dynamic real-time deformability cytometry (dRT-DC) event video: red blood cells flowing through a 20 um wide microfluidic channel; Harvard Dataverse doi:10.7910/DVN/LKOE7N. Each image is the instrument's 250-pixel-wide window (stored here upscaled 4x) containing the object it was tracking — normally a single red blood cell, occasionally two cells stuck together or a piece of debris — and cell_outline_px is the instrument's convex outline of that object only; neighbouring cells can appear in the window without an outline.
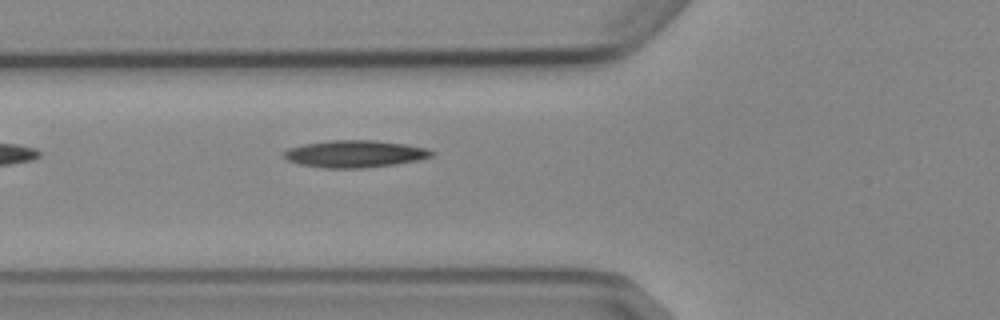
{"species": "Egyptian fruit bat (a non-hibernating species)", "species_latin": "Rousettus aegyptiacus", "temperature_condition": "cold", "stored_images_in_passage": 6, "camera_frame_rate_fps": 3000, "um_per_image_px": 0.085, "animal": {"sex": "female"}, "frame": {"image": 1, "passage_image": 6, "time_ms": 6.0, "image_size_px": [1000, 320], "cell_outline_px": [[436, 152], [432, 156], [416, 160], [396, 164], [364, 168], [324, 168], [300, 164], [288, 160], [284, 156], [284, 152], [288, 148], [304, 144], [332, 140], [376, 140], [404, 144], [428, 148]], "centroid_in_image_um": [30.19, 13.07], "position_along_channel_um": 95.6, "area_um2": 23.29}}